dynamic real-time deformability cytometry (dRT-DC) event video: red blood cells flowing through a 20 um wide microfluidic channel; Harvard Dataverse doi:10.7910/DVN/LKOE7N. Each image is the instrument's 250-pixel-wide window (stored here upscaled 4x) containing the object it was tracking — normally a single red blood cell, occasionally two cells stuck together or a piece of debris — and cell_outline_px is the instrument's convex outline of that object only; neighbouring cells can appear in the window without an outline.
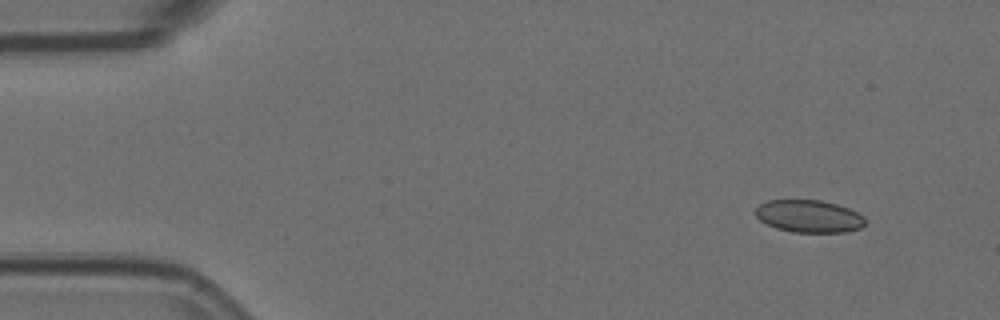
{"species": "Egyptian fruit bat (a non-hibernating species)", "species_latin": "Rousettus aegyptiacus", "temperature_condition": "room temperature", "stored_images_in_passage": 4, "camera_frame_rate_fps": 3000, "um_per_image_px": 0.085, "animal": {"sex": "female"}, "frame": {"image": 1, "passage_image": 1, "time_ms": 0.0, "image_size_px": [1000, 320], "cell_outline_px": [[864, 224], [860, 228], [844, 232], [792, 232], [776, 228], [760, 220], [752, 212], [760, 204], [768, 200], [820, 200], [836, 204], [848, 208], [864, 216]], "centroid_in_image_um": [68.73, 18.38], "position_along_channel_um": 16.3, "area_um2": 20.69}}
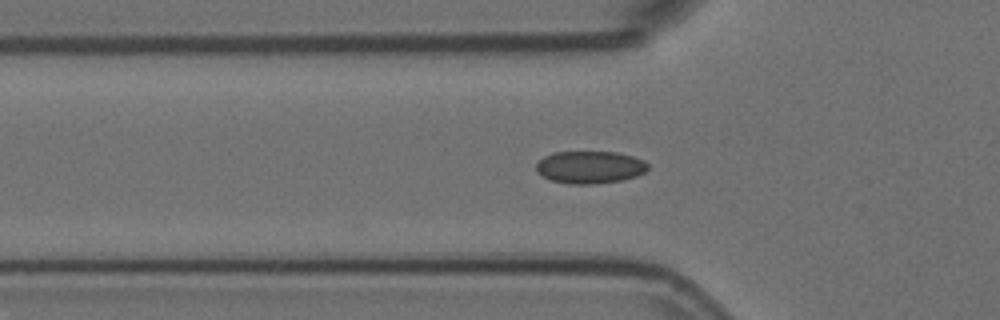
{"frame": {"image": 2, "passage_image": 4, "time_ms": 1.0, "image_size_px": [1000, 320], "cell_outline_px": [[648, 168], [644, 172], [636, 176], [620, 180], [596, 184], [568, 184], [548, 180], [536, 172], [536, 164], [544, 156], [552, 152], [616, 152], [632, 156], [644, 160], [648, 164]], "centroid_in_image_um": [50.1, 14.22], "position_along_channel_um": 75.7, "area_um2": 21.27}}